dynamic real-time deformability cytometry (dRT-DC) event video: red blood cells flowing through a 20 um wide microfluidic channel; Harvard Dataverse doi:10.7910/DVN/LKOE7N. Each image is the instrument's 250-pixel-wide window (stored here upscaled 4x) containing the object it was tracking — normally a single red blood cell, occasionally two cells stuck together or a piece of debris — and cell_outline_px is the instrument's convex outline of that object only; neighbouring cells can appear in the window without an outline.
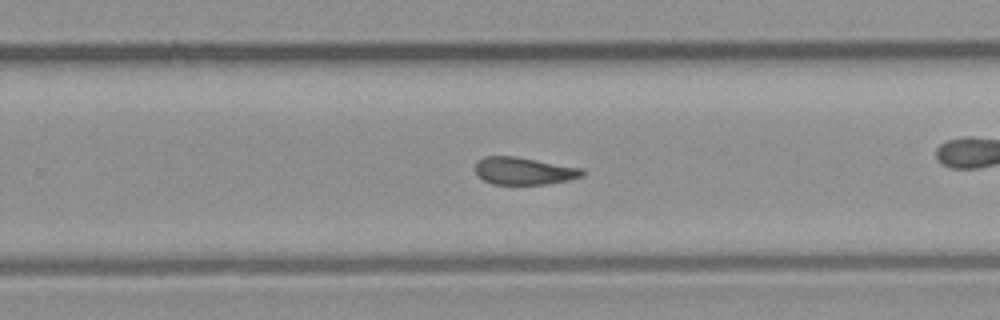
{"species": "common noctule bat (a hibernating species)", "species_latin": "Nyctalus noctula", "temperature_condition": "room temperature", "stored_images_in_passage": 32, "camera_frame_rate_fps": 3000, "um_per_image_px": 0.085, "animal": {"sex": "male", "body_mass_g": 23.1, "forearm_length_mm": 52.7}, "frame": {"image": 1, "passage_image": 14, "time_ms": 4.333, "image_size_px": [1000, 320], "cell_outline_px": [[584, 176], [568, 180], [548, 184], [492, 184], [484, 180], [476, 172], [476, 164], [484, 156], [512, 156], [584, 168]], "centroid_in_image_um": [44.57, 14.53], "position_along_channel_um": 285.2, "area_um2": 16.94}, "authors_computed_cell_mechanics": {"area_um2": 17.6579, "velocity_mm_per_s": 4.3771, "shape_relaxation_time_tau1_ms": null, "shape_relaxation_time_tau2_ms": 1.5915, "deformation_change_tau1": null, "deformation_change_tau2": 0.0964}}